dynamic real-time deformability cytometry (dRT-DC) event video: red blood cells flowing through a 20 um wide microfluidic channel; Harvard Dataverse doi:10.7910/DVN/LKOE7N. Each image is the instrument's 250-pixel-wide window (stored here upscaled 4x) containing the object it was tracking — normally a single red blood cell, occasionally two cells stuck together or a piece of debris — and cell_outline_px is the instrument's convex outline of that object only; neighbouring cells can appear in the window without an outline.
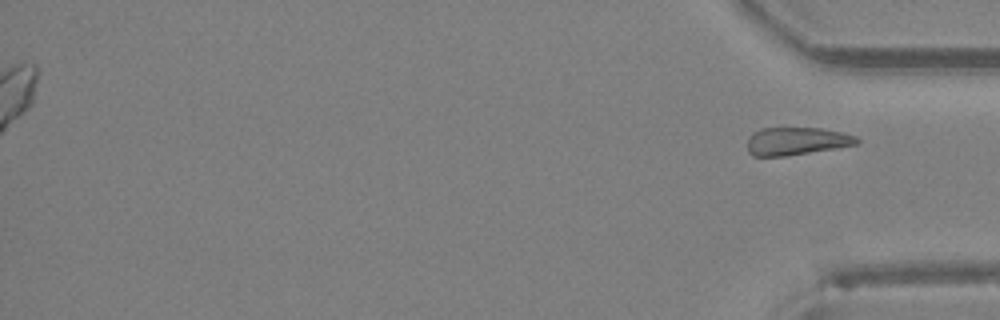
{"species": "Egyptian fruit bat (a non-hibernating species)", "species_latin": "Rousettus aegyptiacus", "temperature_condition": "room temperature", "stored_images_in_passage": 28, "segment_of_instrument_passage": [2, 2], "camera_frame_rate_fps": 3000, "um_per_image_px": 0.085, "animal": {"sex": "female"}, "frame": {"image": 1, "passage_image": 28, "time_ms": 9.0, "image_size_px": [1000, 320], "cell_outline_px": [[860, 144], [836, 148], [784, 156], [752, 156], [748, 152], [748, 136], [752, 132], [760, 128], [820, 128], [840, 132], [856, 136], [860, 140]], "centroid_in_image_um": [67.69, 11.99], "position_along_channel_um": 367.5, "area_um2": 17.8}}